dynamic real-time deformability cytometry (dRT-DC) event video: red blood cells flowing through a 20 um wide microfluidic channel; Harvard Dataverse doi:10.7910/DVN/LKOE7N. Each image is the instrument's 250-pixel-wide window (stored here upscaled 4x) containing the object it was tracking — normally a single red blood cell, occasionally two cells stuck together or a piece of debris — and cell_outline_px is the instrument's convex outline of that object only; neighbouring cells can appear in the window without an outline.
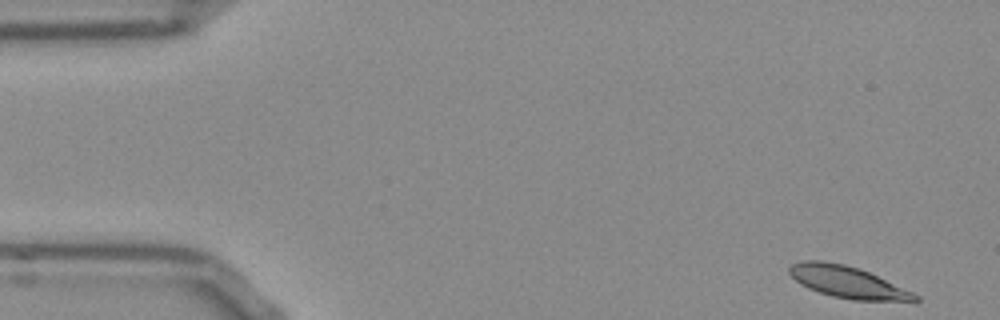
{"species": "Egyptian fruit bat (a non-hibernating species)", "species_latin": "Rousettus aegyptiacus", "temperature_condition": "room temperature", "stored_images_in_passage": 13, "camera_frame_rate_fps": 3000, "um_per_image_px": 0.085, "frame": {"image": 1, "passage_image": 1, "time_ms": 0.0, "image_size_px": [1000, 320], "cell_outline_px": [[920, 300], [852, 300], [832, 296], [808, 288], [800, 284], [788, 272], [788, 268], [792, 264], [804, 260], [820, 260], [844, 264], [860, 268], [912, 292], [920, 296]], "centroid_in_image_um": [71.99, 23.96], "position_along_channel_um": 13.0, "area_um2": 22.89}}
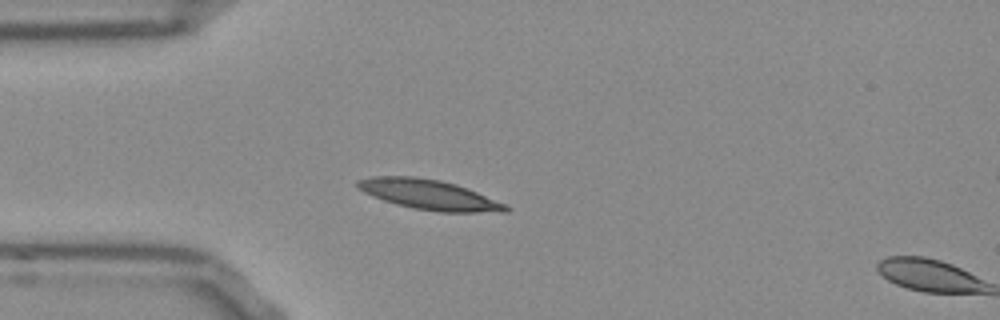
{"frame": {"image": 2, "passage_image": 12, "time_ms": 3.667, "image_size_px": [1000, 320], "cell_outline_px": [[512, 208], [508, 212], [440, 212], [412, 208], [396, 204], [372, 196], [356, 188], [356, 180], [372, 176], [412, 176], [440, 180], [456, 184], [508, 204]], "centroid_in_image_um": [36.49, 16.55], "position_along_channel_um": 48.5, "area_um2": 26.07}}